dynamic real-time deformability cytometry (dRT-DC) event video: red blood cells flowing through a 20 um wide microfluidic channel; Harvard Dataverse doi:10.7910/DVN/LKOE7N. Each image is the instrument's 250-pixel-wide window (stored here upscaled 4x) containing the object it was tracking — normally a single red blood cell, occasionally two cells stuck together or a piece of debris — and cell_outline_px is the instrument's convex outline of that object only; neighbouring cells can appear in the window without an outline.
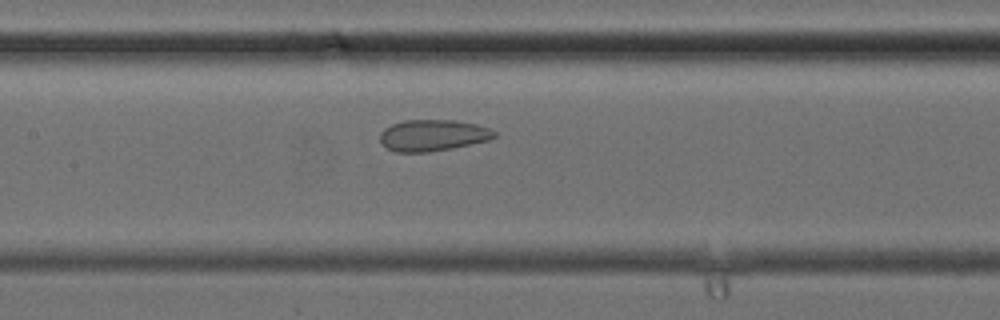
{"species": "common noctule bat (a hibernating species)", "species_latin": "Nyctalus noctula", "temperature_condition": "cold", "stored_images_in_passage": 17, "camera_frame_rate_fps": 3000, "um_per_image_px": 0.085, "animal": {"sex": "female", "body_mass_g": 24.6, "forearm_length_mm": 56.2}, "frame": {"image": 1, "passage_image": 9, "time_ms": 2.667, "image_size_px": [1000, 320], "cell_outline_px": [[496, 136], [488, 140], [452, 148], [428, 152], [396, 152], [388, 148], [380, 140], [380, 132], [384, 128], [392, 124], [404, 120], [456, 120], [476, 124], [488, 128], [496, 132]], "centroid_in_image_um": [36.78, 11.49], "position_along_channel_um": 170.6, "area_um2": 20.81}}
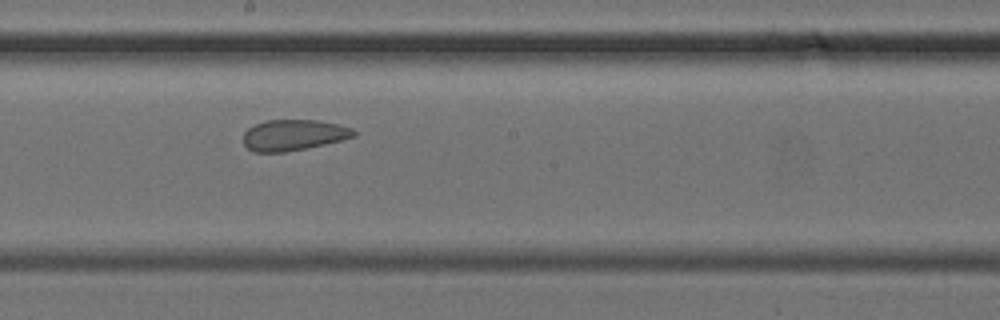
{"frame": {"image": 2, "passage_image": 12, "time_ms": 3.667, "image_size_px": [1000, 320], "cell_outline_px": [[356, 136], [324, 144], [284, 152], [252, 152], [244, 144], [244, 132], [248, 128], [264, 120], [316, 120], [336, 124], [352, 128], [356, 132]], "centroid_in_image_um": [24.92, 11.47], "position_along_channel_um": 223.3, "area_um2": 19.71}}